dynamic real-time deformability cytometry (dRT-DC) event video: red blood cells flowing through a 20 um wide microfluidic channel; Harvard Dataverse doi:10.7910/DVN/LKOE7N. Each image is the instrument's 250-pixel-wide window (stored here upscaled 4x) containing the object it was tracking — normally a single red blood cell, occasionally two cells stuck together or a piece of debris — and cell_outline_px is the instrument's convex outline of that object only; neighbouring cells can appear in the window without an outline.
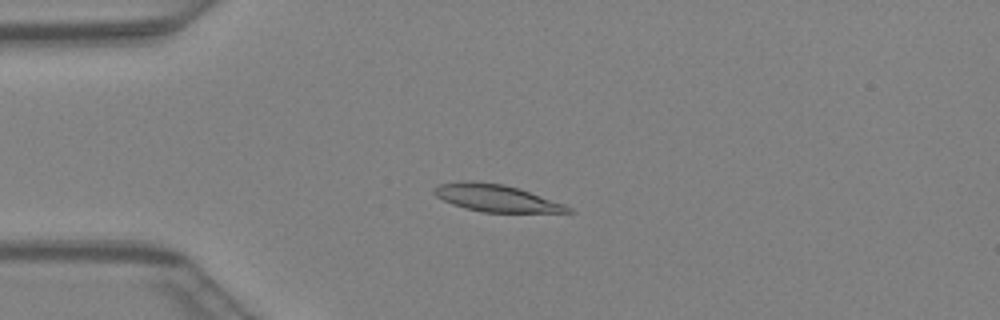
{"species": "Egyptian fruit bat (a non-hibernating species)", "species_latin": "Rousettus aegyptiacus", "temperature_condition": "warm", "stored_images_in_passage": 40, "camera_frame_rate_fps": 3000, "um_per_image_px": 0.085, "animal": {"sex": "female"}, "frame": {"image": 1, "passage_image": 7, "time_ms": 2.0, "image_size_px": [1000, 320], "cell_outline_px": [[576, 212], [484, 212], [464, 208], [452, 204], [436, 196], [432, 192], [432, 188], [440, 184], [468, 180], [504, 184], [520, 188], [564, 204], [572, 208]], "centroid_in_image_um": [42.16, 16.83], "position_along_channel_um": 42.8, "area_um2": 21.15}}
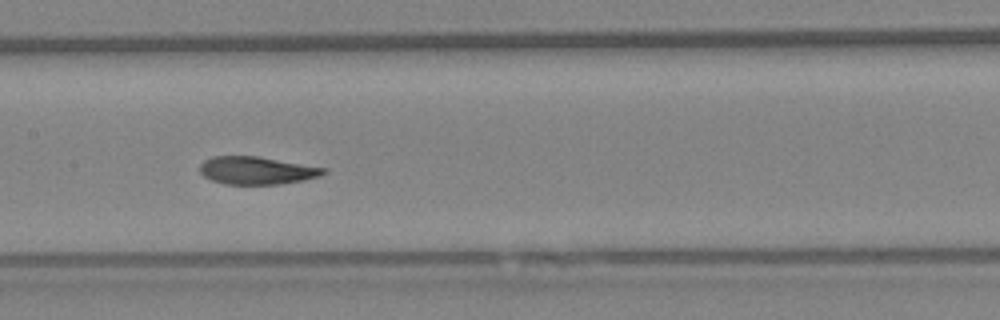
{"frame": {"image": 2, "passage_image": 18, "time_ms": 5.667, "image_size_px": [1000, 320], "cell_outline_px": [[328, 172], [320, 176], [304, 180], [280, 184], [224, 184], [212, 180], [204, 176], [200, 172], [200, 164], [204, 160], [212, 156], [260, 156], [328, 168]], "centroid_in_image_um": [21.86, 14.48], "position_along_channel_um": 185.5, "area_um2": 20.23}}
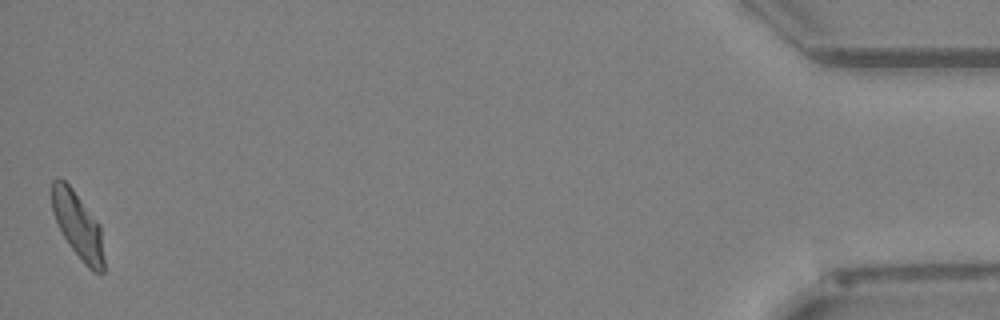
{"frame": {"image": 3, "passage_image": 40, "time_ms": 13.0, "image_size_px": [1000, 320], "cell_outline_px": [[104, 272], [92, 272], [84, 264], [68, 244], [52, 212], [52, 180], [56, 176], [60, 176], [72, 188], [100, 224], [104, 260]], "centroid_in_image_um": [6.62, 19.15], "position_along_channel_um": 428.6, "area_um2": 20.11}}